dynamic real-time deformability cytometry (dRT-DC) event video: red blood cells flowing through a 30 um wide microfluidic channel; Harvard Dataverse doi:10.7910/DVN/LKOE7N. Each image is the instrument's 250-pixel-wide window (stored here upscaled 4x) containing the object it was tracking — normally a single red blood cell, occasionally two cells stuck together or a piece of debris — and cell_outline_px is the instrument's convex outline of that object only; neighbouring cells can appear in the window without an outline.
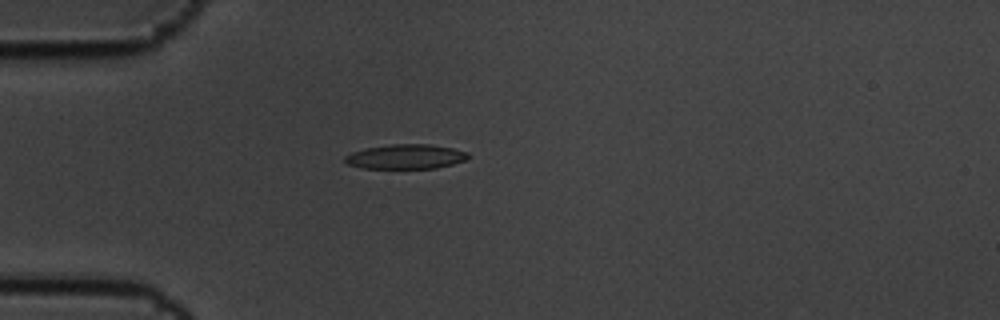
{"species": "common noctule bat (a hibernating species)", "species_latin": "Nyctalus noctula", "temperature_condition": "cold", "stored_images_in_passage": 14, "camera_frame_rate_fps": 3000, "um_per_image_px": 0.085, "animal": {"sex": "male", "body_mass_g": 19.5, "forearm_length_mm": 54.6}, "frame": {"image": 1, "passage_image": 5, "time_ms": 1.333, "image_size_px": [1000, 320], "cell_outline_px": [[468, 156], [464, 160], [452, 164], [436, 168], [364, 168], [348, 164], [344, 160], [344, 156], [352, 152], [364, 148], [392, 144], [428, 144], [452, 148], [468, 152]], "centroid_in_image_um": [34.46, 13.31], "position_along_channel_um": 50.5, "area_um2": 17.51}}
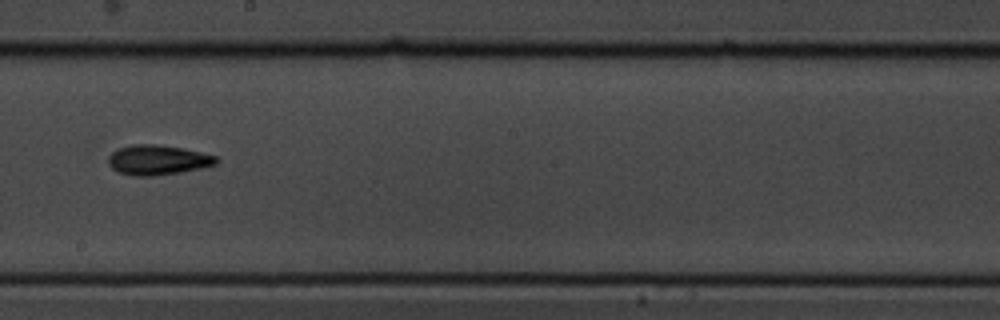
{"frame": {"image": 2, "passage_image": 10, "time_ms": 3.0, "image_size_px": [1000, 320], "cell_outline_px": [[220, 160], [216, 164], [200, 168], [180, 172], [152, 176], [132, 176], [116, 172], [108, 164], [108, 156], [116, 148], [132, 144], [156, 144], [184, 148], [216, 156]], "centroid_in_image_um": [13.36, 13.59], "position_along_channel_um": 234.8, "area_um2": 19.02}}
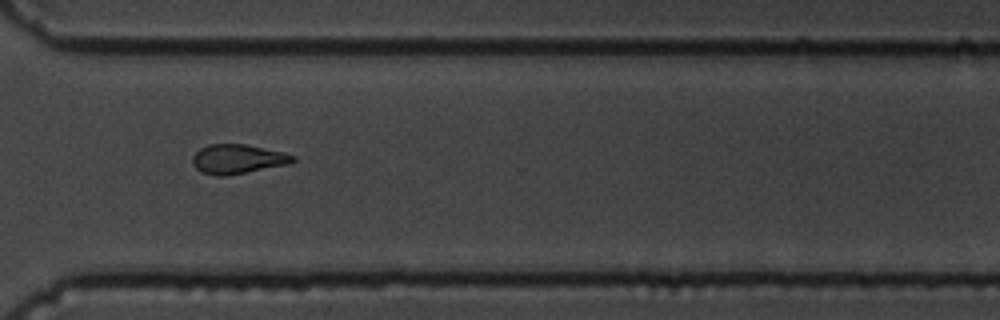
{"frame": {"image": 3, "passage_image": 13, "time_ms": 4.0, "image_size_px": [1000, 320], "cell_outline_px": [[296, 160], [292, 164], [228, 176], [216, 176], [200, 172], [192, 164], [192, 156], [200, 148], [208, 144], [244, 144], [284, 152], [296, 156]], "centroid_in_image_um": [20.22, 13.53], "position_along_channel_um": 350.4, "area_um2": 17.57}}